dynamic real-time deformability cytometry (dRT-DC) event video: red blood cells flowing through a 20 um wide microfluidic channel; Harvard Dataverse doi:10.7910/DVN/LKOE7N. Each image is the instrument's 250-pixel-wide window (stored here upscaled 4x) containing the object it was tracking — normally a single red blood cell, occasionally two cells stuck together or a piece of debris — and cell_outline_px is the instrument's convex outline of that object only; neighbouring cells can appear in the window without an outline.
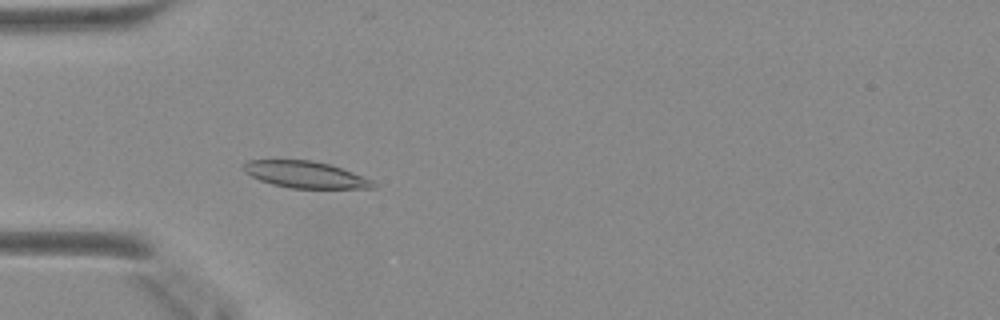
{"species": "Egyptian fruit bat (a non-hibernating species)", "species_latin": "Rousettus aegyptiacus", "temperature_condition": "warm", "stored_images_in_passage": 38, "camera_frame_rate_fps": 3000, "um_per_image_px": 0.085, "animal": {"sex": "female"}, "frame": {"image": 1, "passage_image": 5, "time_ms": 1.333, "image_size_px": [1000, 320], "cell_outline_px": [[376, 188], [288, 188], [272, 184], [260, 180], [244, 172], [244, 164], [248, 160], [312, 160], [328, 164], [340, 168], [372, 180], [376, 184]], "centroid_in_image_um": [25.94, 14.85], "position_along_channel_um": 59.1, "area_um2": 19.88}}
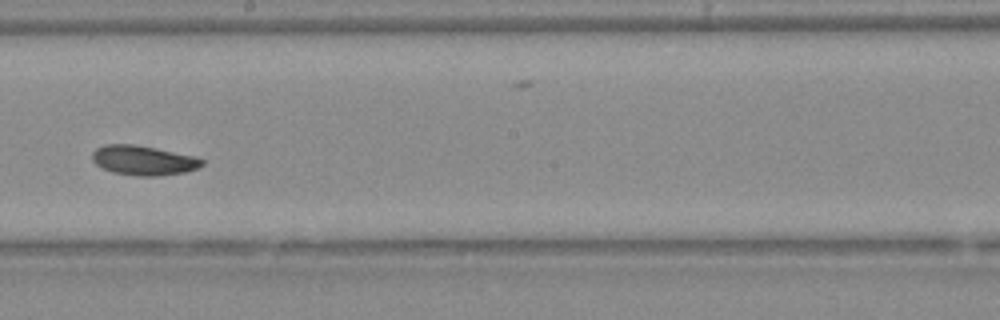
{"frame": {"image": 2, "passage_image": 18, "time_ms": 5.667, "image_size_px": [1000, 320], "cell_outline_px": [[204, 164], [200, 168], [184, 172], [156, 176], [136, 176], [112, 172], [96, 164], [92, 160], [92, 152], [96, 148], [104, 144], [132, 144], [156, 148], [196, 156], [204, 160]], "centroid_in_image_um": [12.21, 13.63], "position_along_channel_um": 236.0, "area_um2": 19.07}}
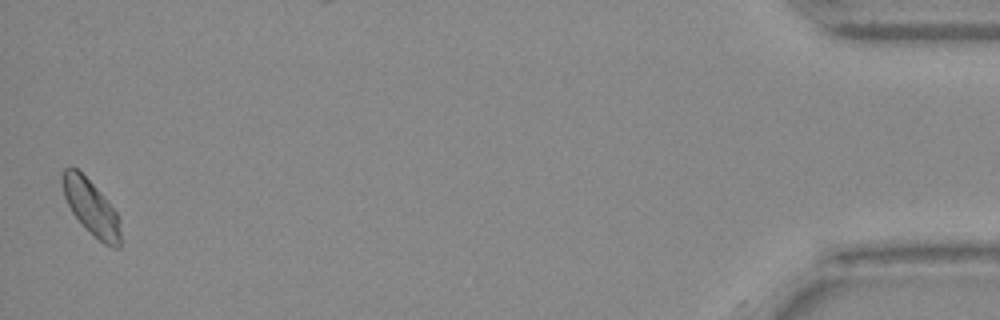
{"frame": {"image": 3, "passage_image": 38, "time_ms": 12.333, "image_size_px": [1000, 320], "cell_outline_px": [[120, 248], [112, 248], [104, 244], [72, 212], [64, 196], [60, 180], [60, 176], [64, 168], [76, 168], [104, 196], [116, 212], [120, 220]], "centroid_in_image_um": [7.74, 17.61], "position_along_channel_um": 427.5, "area_um2": 18.21}}